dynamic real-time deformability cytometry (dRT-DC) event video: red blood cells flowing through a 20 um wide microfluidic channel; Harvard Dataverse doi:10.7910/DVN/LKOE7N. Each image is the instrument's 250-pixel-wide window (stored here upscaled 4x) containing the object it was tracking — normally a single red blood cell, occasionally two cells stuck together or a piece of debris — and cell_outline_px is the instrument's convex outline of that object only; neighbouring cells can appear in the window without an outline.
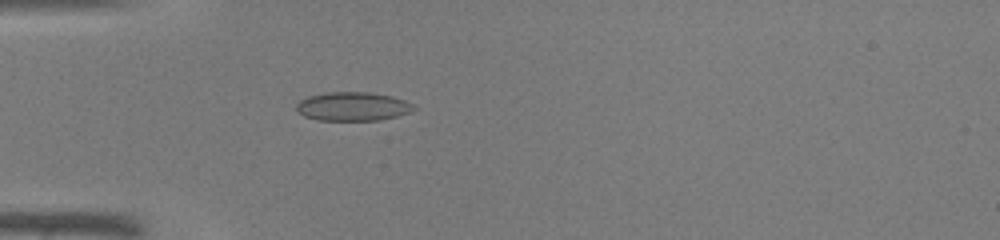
{"species": "common noctule bat (a hibernating species)", "species_latin": "Nyctalus noctula", "temperature_condition": "warm", "stored_images_in_passage": 45, "camera_frame_rate_fps": 3000, "um_per_image_px": 0.085, "animal": {"sex": "male", "body_mass_g": 19.0, "forearm_length_mm": 50.8}, "frame": {"image": 1, "passage_image": 14, "time_ms": 4.333, "image_size_px": [1000, 240], "cell_outline_px": [[416, 108], [412, 112], [380, 120], [316, 120], [304, 116], [296, 112], [296, 104], [300, 100], [308, 96], [328, 92], [368, 92], [392, 96], [404, 100], [412, 104]], "centroid_in_image_um": [29.96, 9.05], "position_along_channel_um": 55.0, "area_um2": 19.77}}
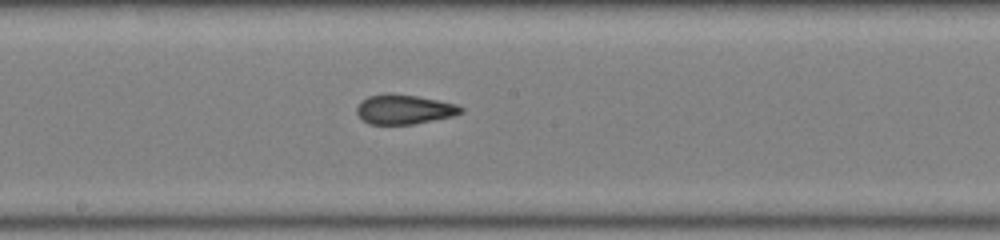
{"frame": {"image": 2, "passage_image": 25, "time_ms": 8.0, "image_size_px": [1000, 240], "cell_outline_px": [[464, 112], [452, 116], [412, 124], [368, 124], [356, 112], [356, 108], [360, 100], [368, 96], [388, 92], [416, 96], [456, 104], [464, 108]], "centroid_in_image_um": [34.32, 9.28], "position_along_channel_um": 213.9, "area_um2": 17.92}}
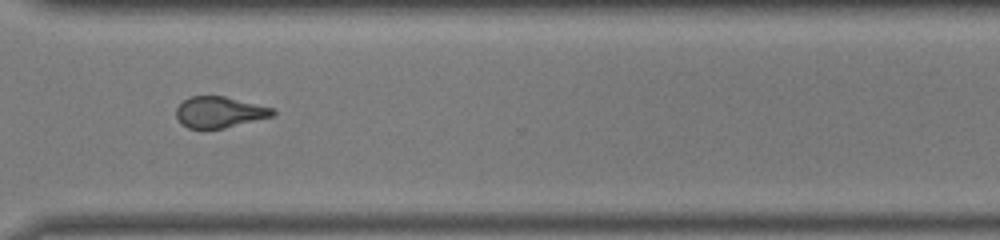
{"frame": {"image": 3, "passage_image": 34, "time_ms": 11.0, "image_size_px": [1000, 240], "cell_outline_px": [[276, 112], [272, 116], [224, 128], [204, 132], [188, 128], [180, 124], [176, 116], [176, 108], [188, 96], [224, 96], [272, 108]], "centroid_in_image_um": [18.57, 9.57], "position_along_channel_um": 352.0, "area_um2": 17.8}}